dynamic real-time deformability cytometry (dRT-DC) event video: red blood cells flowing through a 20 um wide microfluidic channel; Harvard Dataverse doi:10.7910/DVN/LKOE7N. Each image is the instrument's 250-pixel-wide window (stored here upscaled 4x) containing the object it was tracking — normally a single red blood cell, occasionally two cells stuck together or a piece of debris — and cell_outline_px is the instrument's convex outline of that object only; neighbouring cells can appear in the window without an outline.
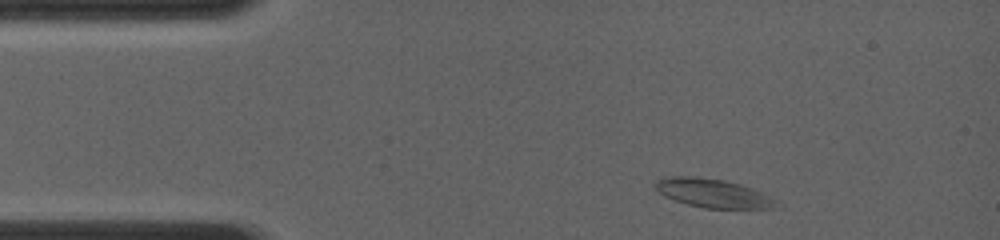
{"species": "common noctule bat (a hibernating species)", "species_latin": "Nyctalus noctula", "temperature_condition": "room temperature", "stored_images_in_passage": 10, "camera_frame_rate_fps": 4000, "um_per_image_px": 0.085, "animal": {"sex": "female", "body_mass_g": 19.0, "forearm_length_mm": 56.7}, "frame": {"image": 1, "passage_image": 1, "time_ms": 0.0, "image_size_px": [1000, 240], "cell_outline_px": [[784, 208], [704, 208], [688, 204], [664, 196], [652, 184], [656, 180], [664, 176], [692, 176], [724, 180], [740, 184], [752, 188], [784, 204]], "centroid_in_image_um": [60.64, 16.42], "position_along_channel_um": 24.4, "area_um2": 20.4}}
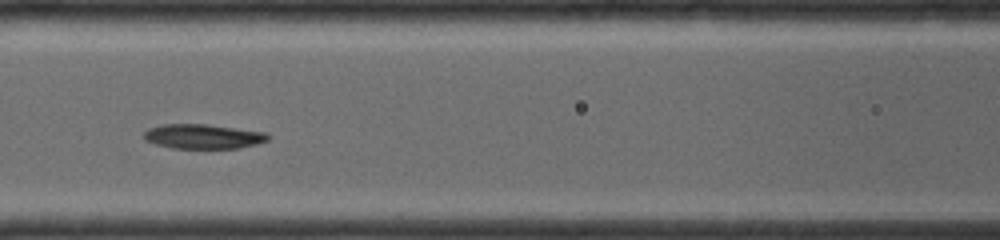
{"frame": {"image": 2, "passage_image": 6, "time_ms": 4.25, "image_size_px": [1000, 240], "cell_outline_px": [[272, 136], [268, 140], [256, 144], [240, 148], [172, 148], [156, 144], [144, 140], [144, 132], [148, 128], [164, 124], [208, 124], [268, 132]], "centroid_in_image_um": [17.31, 11.59], "position_along_channel_um": 149.3, "area_um2": 17.98}}
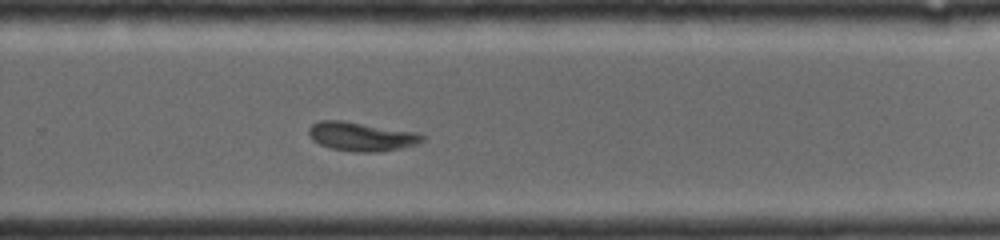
{"frame": {"image": 3, "passage_image": 10, "time_ms": 7.75, "image_size_px": [1000, 240], "cell_outline_px": [[424, 140], [420, 144], [400, 148], [376, 152], [352, 152], [332, 148], [320, 144], [312, 140], [308, 132], [308, 128], [312, 124], [320, 120], [344, 120], [416, 132], [424, 136]], "centroid_in_image_um": [30.71, 11.6], "position_along_channel_um": 299.1, "area_um2": 19.25}}